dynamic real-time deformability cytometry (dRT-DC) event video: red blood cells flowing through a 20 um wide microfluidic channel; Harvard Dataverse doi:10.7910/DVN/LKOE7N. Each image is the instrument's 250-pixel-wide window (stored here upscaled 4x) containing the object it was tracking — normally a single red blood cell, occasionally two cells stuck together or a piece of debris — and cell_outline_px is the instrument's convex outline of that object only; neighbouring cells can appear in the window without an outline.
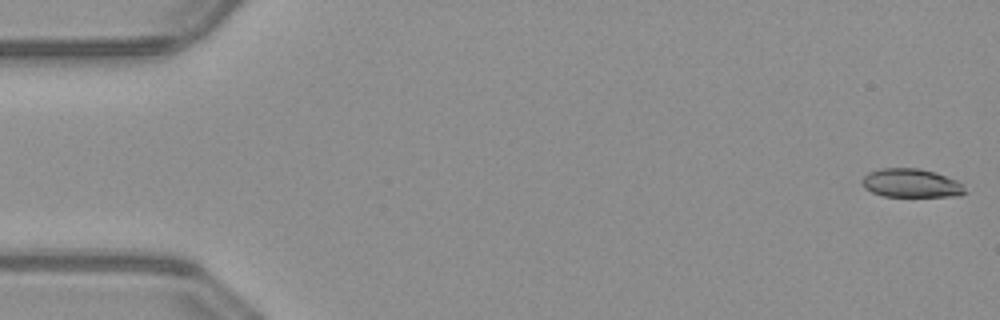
{"species": "common noctule bat (a hibernating species)", "species_latin": "Nyctalus noctula", "temperature_condition": "warm", "stored_images_in_passage": 51, "camera_frame_rate_fps": 3000, "um_per_image_px": 0.085, "animal": {"sex": "male", "body_mass_g": 23.1, "forearm_length_mm": 52.7}, "frame": {"image": 1, "passage_image": 1, "time_ms": 0.0, "image_size_px": [1000, 320], "cell_outline_px": [[968, 192], [960, 196], [884, 196], [872, 192], [864, 188], [860, 180], [868, 172], [880, 168], [916, 168], [936, 172], [956, 180]], "centroid_in_image_um": [77.42, 15.56], "position_along_channel_um": 7.6, "area_um2": 17.22}}
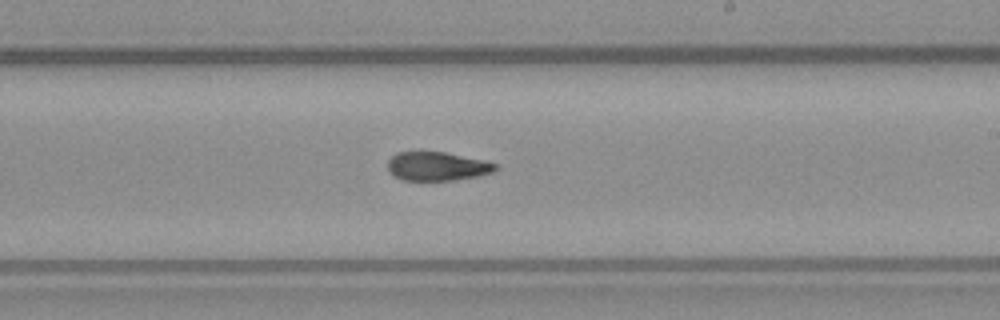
{"frame": {"image": 2, "passage_image": 30, "time_ms": 9.667, "image_size_px": [1000, 320], "cell_outline_px": [[496, 168], [492, 172], [476, 176], [452, 180], [400, 180], [388, 172], [388, 160], [396, 152], [444, 152], [484, 160], [496, 164]], "centroid_in_image_um": [37.1, 14.13], "position_along_channel_um": 251.9, "area_um2": 17.92}}
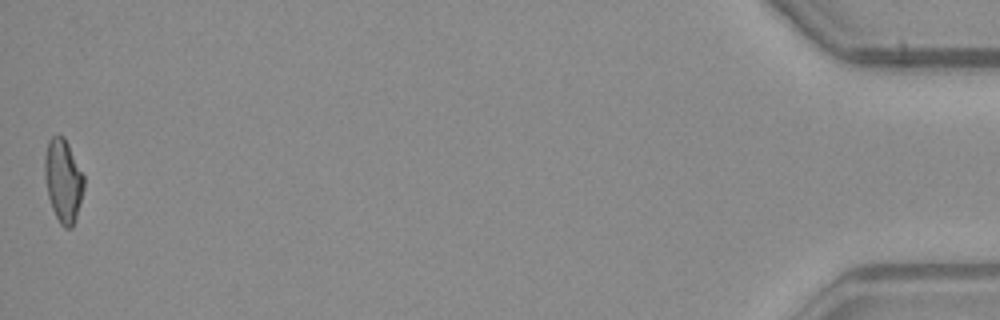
{"frame": {"image": 3, "passage_image": 51, "time_ms": 16.667, "image_size_px": [1000, 320], "cell_outline_px": [[84, 188], [76, 216], [72, 228], [64, 228], [60, 224], [52, 208], [48, 196], [44, 176], [44, 156], [48, 140], [52, 136], [64, 136], [84, 176]], "centroid_in_image_um": [5.35, 15.34], "position_along_channel_um": 429.8, "area_um2": 18.9}, "authors_computed_cell_mechanics": {"area_um2": 18.9584, "velocity_mm_per_s": 4.0429, "shape_relaxation_time_tau1_ms": null, "shape_relaxation_time_tau2_ms": 3.1979, "deformation_change_tau1": null, "deformation_change_tau2": 0.1003}}